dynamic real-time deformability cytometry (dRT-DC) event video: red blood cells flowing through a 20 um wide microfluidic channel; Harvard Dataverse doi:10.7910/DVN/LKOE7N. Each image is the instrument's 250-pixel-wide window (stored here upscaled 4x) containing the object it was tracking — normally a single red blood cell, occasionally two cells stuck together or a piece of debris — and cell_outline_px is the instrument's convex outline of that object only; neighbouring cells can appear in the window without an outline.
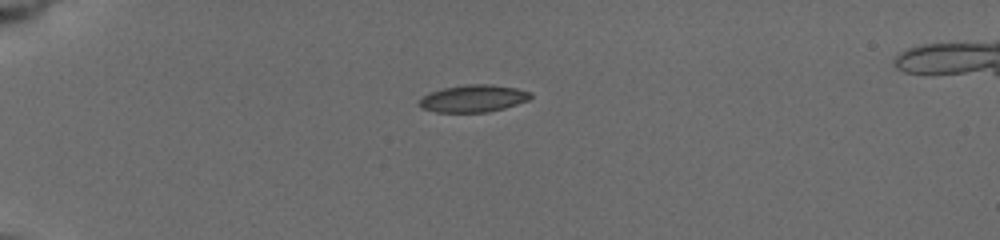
{"species": "common noctule bat (a hibernating species)", "species_latin": "Nyctalus noctula", "temperature_condition": "cold", "stored_images_in_passage": 5, "camera_frame_rate_fps": 3000, "um_per_image_px": 0.085, "animal": {"sex": "female", "body_mass_g": 19.5, "forearm_length_mm": 54.1}, "frame": {"image": 1, "passage_image": 1, "time_ms": 0.0, "image_size_px": [1000, 240], "cell_outline_px": [[532, 96], [528, 100], [504, 108], [488, 112], [436, 112], [420, 108], [416, 104], [424, 96], [432, 92], [444, 88], [464, 84], [488, 84], [516, 88], [532, 92]], "centroid_in_image_um": [40.22, 8.37], "position_along_channel_um": 44.8, "area_um2": 17.63}}
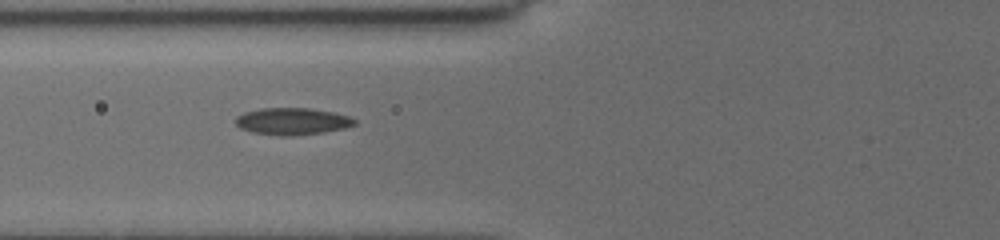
{"frame": {"image": 2, "passage_image": 4, "time_ms": 2.667, "image_size_px": [1000, 240], "cell_outline_px": [[356, 124], [344, 128], [324, 132], [288, 136], [284, 136], [252, 132], [240, 128], [236, 124], [236, 116], [244, 112], [260, 108], [312, 108], [352, 116], [356, 120]], "centroid_in_image_um": [24.86, 10.3], "position_along_channel_um": 100.9, "area_um2": 18.73}}
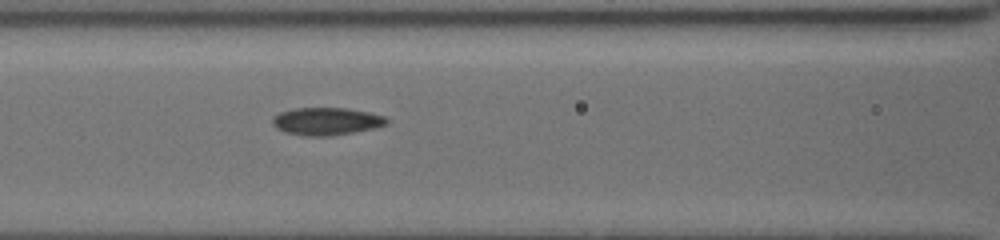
{"frame": {"image": 3, "passage_image": 5, "time_ms": 3.667, "image_size_px": [1000, 240], "cell_outline_px": [[388, 124], [372, 128], [352, 132], [328, 136], [304, 136], [284, 132], [276, 128], [272, 124], [272, 116], [280, 112], [292, 108], [348, 108], [368, 112], [384, 116], [388, 120]], "centroid_in_image_um": [27.69, 10.3], "position_along_channel_um": 138.9, "area_um2": 18.38}}